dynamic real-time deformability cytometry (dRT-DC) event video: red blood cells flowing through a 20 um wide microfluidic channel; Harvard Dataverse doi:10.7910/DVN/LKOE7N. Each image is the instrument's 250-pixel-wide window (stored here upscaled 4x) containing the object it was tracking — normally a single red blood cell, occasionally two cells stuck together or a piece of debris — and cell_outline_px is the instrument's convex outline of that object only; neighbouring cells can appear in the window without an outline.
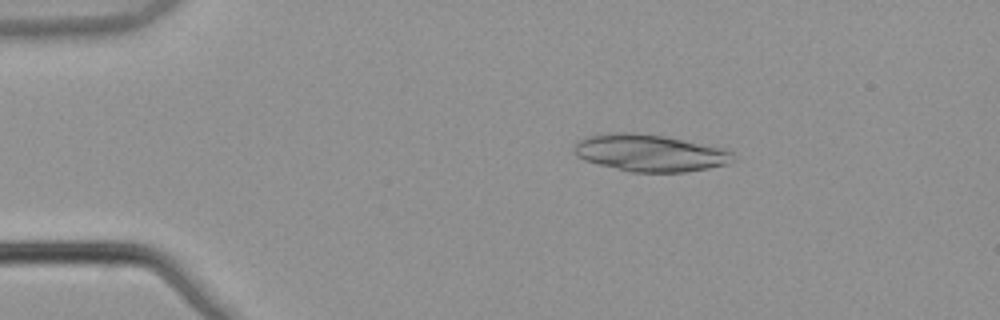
{"species": "common noctule bat (a hibernating species)", "species_latin": "Nyctalus noctula", "temperature_condition": "warm", "stored_images_in_passage": 4, "camera_frame_rate_fps": 3000, "um_per_image_px": 0.085, "animal": {"sex": "male", "body_mass_g": 21.5, "forearm_length_mm": 52.0}, "frame": {"image": 1, "passage_image": 3, "time_ms": 0.667, "image_size_px": [1000, 320], "cell_outline_px": [[736, 160], [728, 164], [708, 168], [684, 172], [632, 172], [584, 160], [576, 156], [576, 144], [584, 136], [612, 132], [632, 132], [664, 136], [724, 148], [732, 152], [736, 156]], "centroid_in_image_um": [55.29, 12.99], "position_along_channel_um": 29.7, "area_um2": 34.22}}